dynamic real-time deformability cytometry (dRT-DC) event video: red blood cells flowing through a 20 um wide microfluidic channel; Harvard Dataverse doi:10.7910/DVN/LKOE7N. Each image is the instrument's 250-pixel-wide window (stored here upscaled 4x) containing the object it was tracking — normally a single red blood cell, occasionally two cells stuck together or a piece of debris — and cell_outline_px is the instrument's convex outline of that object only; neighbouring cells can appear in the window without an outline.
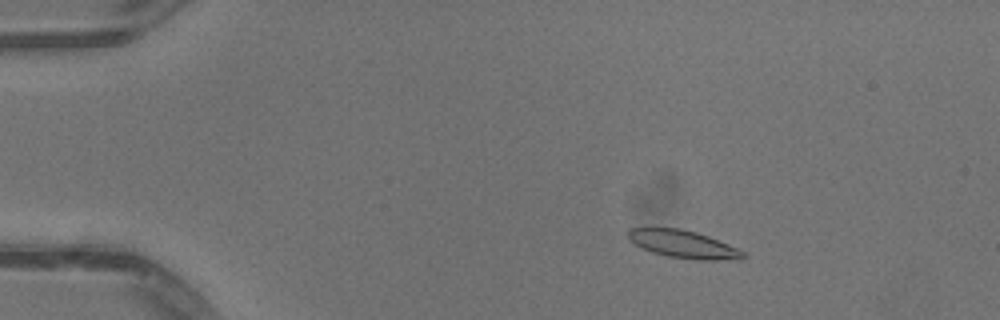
{"species": "common noctule bat (a hibernating species)", "species_latin": "Nyctalus noctula", "temperature_condition": "warm", "stored_images_in_passage": 21, "camera_frame_rate_fps": 3000, "um_per_image_px": 0.085, "animal": {"sex": "male", "body_mass_g": 13.3}, "frame": {"image": 1, "passage_image": 9, "time_ms": 2.667, "image_size_px": [1000, 320], "cell_outline_px": [[744, 256], [740, 260], [700, 260], [668, 256], [652, 252], [640, 248], [628, 240], [628, 228], [644, 224], [648, 224], [680, 228], [696, 232], [708, 236], [740, 248], [744, 252]], "centroid_in_image_um": [57.97, 20.7], "position_along_channel_um": 27.0, "area_um2": 19.54}}
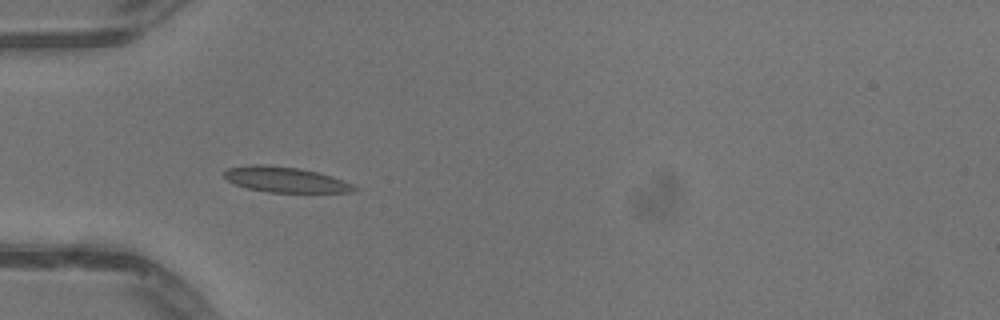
{"frame": {"image": 2, "passage_image": 17, "time_ms": 5.333, "image_size_px": [1000, 320], "cell_outline_px": [[356, 192], [268, 192], [248, 188], [236, 184], [228, 180], [220, 172], [228, 168], [252, 164], [260, 164], [300, 168], [332, 176], [352, 184], [356, 188]], "centroid_in_image_um": [24.22, 15.26], "position_along_channel_um": 60.8, "area_um2": 19.13}}
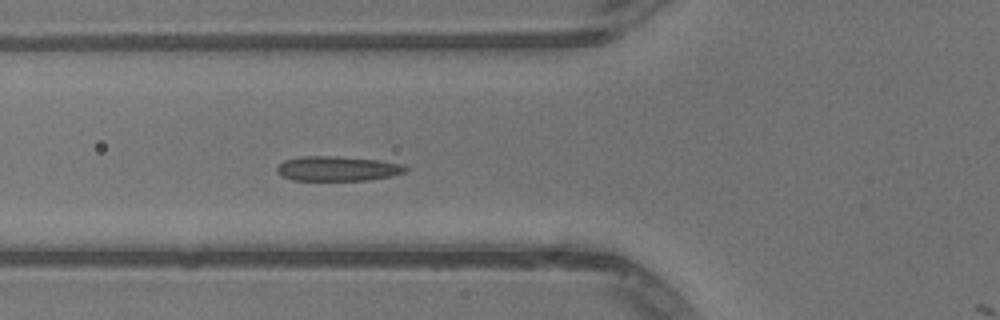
{"frame": {"image": 3, "passage_image": 20, "time_ms": 6.333, "image_size_px": [1000, 320], "cell_outline_px": [[408, 172], [392, 176], [368, 180], [292, 180], [280, 176], [276, 172], [276, 168], [284, 160], [300, 156], [336, 156], [380, 160], [404, 164], [408, 168]], "centroid_in_image_um": [28.71, 14.33], "position_along_channel_um": 97.1, "area_um2": 18.84}}